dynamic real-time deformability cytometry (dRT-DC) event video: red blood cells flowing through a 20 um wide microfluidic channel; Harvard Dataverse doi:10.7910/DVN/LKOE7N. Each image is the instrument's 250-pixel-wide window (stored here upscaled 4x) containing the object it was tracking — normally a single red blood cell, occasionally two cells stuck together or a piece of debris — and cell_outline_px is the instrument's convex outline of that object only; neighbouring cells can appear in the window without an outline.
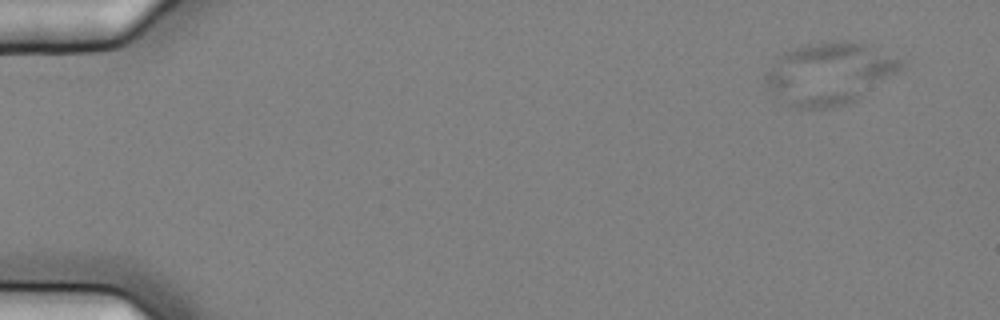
{"species": "common noctule bat (a hibernating species)", "species_latin": "Nyctalus noctula", "temperature_condition": "cold", "stored_images_in_passage": 5, "camera_frame_rate_fps": 3000, "um_per_image_px": 0.085, "animal": {"sex": "female", "body_mass_g": 25.1}, "frame": {"image": 1, "passage_image": 2, "time_ms": 0.333, "image_size_px": [1000, 320], "cell_outline_px": [[904, 68], [856, 100], [832, 108], [796, 108], [788, 104], [776, 96], [764, 84], [764, 76], [776, 56], [784, 52], [808, 44], [840, 40], [844, 40], [872, 44], [904, 60]], "centroid_in_image_um": [70.52, 6.22], "position_along_channel_um": 14.5, "area_um2": 49.3}}